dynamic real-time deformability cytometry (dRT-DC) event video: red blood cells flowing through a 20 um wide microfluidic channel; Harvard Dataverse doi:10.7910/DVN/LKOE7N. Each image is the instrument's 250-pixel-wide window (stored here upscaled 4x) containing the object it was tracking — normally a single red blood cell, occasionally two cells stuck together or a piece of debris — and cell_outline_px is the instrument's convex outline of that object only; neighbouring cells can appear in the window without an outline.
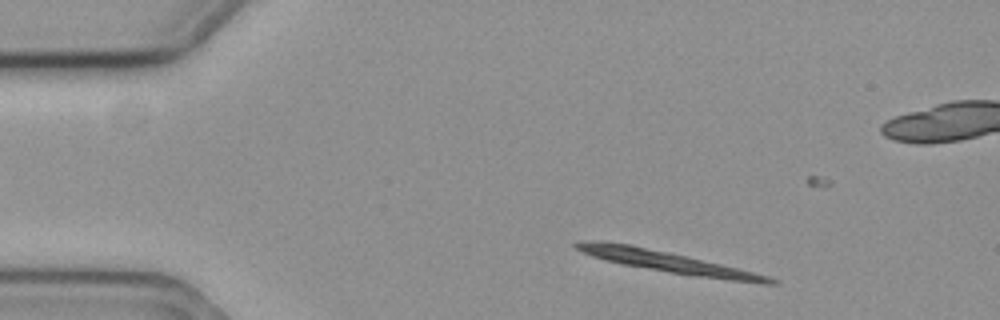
{"species": "common noctule bat (a hibernating species)", "species_latin": "Nyctalus noctula", "temperature_condition": "cold", "stored_images_in_passage": 12, "camera_frame_rate_fps": 3000, "um_per_image_px": 0.085, "animal": {"sex": "female", "body_mass_g": 19.3, "forearm_length_mm": 54.1}, "frame": {"image": 1, "passage_image": 4, "time_ms": 1.0, "image_size_px": [1000, 320], "cell_outline_px": [[780, 284], [760, 284], [692, 276], [620, 264], [604, 260], [580, 252], [572, 244], [576, 240], [600, 240], [628, 244], [688, 256], [768, 276], [780, 280]], "centroid_in_image_um": [56.72, 22.26], "position_along_channel_um": 28.3, "area_um2": 24.28}}